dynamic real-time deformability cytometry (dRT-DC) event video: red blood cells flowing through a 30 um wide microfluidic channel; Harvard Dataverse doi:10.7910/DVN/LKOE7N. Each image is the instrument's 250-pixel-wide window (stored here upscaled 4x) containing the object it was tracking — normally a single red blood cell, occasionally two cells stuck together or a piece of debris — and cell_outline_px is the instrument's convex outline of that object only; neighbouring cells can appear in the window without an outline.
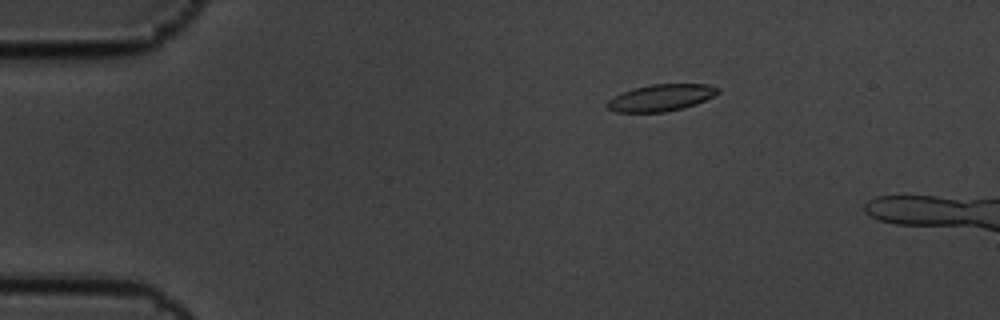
{"species": "common noctule bat (a hibernating species)", "species_latin": "Nyctalus noctula", "temperature_condition": "cold", "stored_images_in_passage": 5, "camera_frame_rate_fps": 3000, "um_per_image_px": 0.085, "animal": {"sex": "male", "body_mass_g": 19.5, "forearm_length_mm": 54.6}, "frame": {"image": 1, "passage_image": 2, "time_ms": 0.333, "image_size_px": [1000, 320], "cell_outline_px": [[720, 92], [696, 104], [684, 108], [664, 112], [616, 112], [608, 108], [608, 100], [632, 88], [652, 84], [708, 84], [720, 88]], "centroid_in_image_um": [56.22, 8.3], "position_along_channel_um": 28.8, "area_um2": 17.11}}